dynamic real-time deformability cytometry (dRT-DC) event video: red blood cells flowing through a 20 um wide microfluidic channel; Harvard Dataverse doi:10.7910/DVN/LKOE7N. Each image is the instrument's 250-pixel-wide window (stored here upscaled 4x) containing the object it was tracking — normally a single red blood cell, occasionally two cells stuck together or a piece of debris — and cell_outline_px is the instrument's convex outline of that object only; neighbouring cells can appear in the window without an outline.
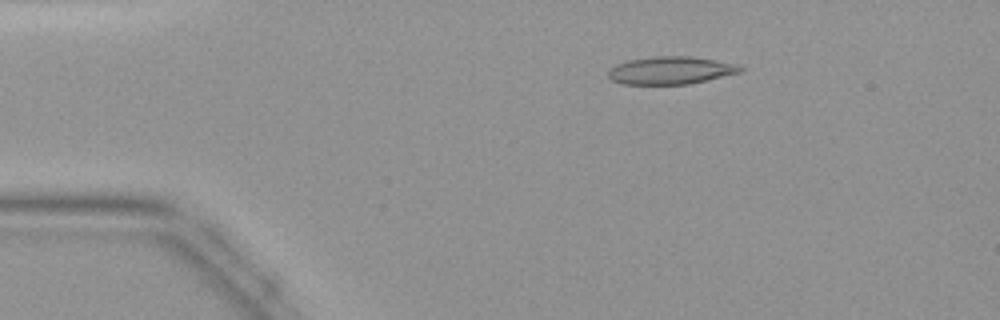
{"species": "common noctule bat (a hibernating species)", "species_latin": "Nyctalus noctula", "temperature_condition": "warm", "stored_images_in_passage": 44, "camera_frame_rate_fps": 3000, "um_per_image_px": 0.085, "animal": {"sex": "female", "body_mass_g": 19.9}, "frame": {"image": 1, "passage_image": 7, "time_ms": 2.0, "image_size_px": [1000, 320], "cell_outline_px": [[744, 68], [740, 72], [688, 84], [624, 84], [612, 80], [608, 76], [608, 72], [616, 64], [628, 60], [656, 56], [692, 56], [740, 64]], "centroid_in_image_um": [57.03, 5.97], "position_along_channel_um": 28.0, "area_um2": 21.21}}
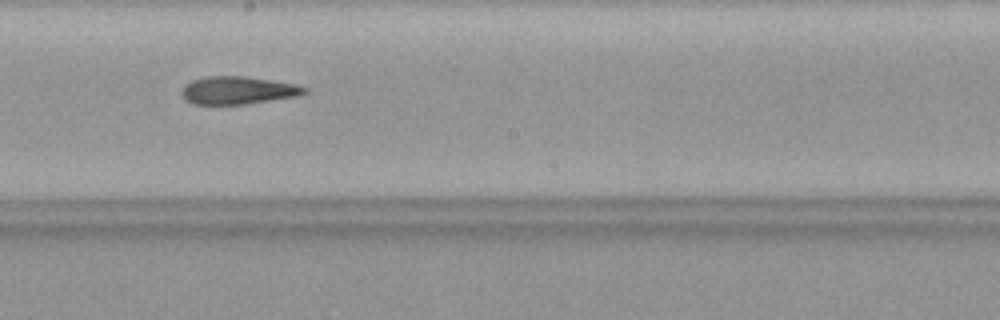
{"frame": {"image": 2, "passage_image": 24, "time_ms": 7.667, "image_size_px": [1000, 320], "cell_outline_px": [[308, 92], [296, 96], [244, 104], [192, 104], [184, 100], [184, 84], [192, 80], [204, 76], [244, 76], [296, 84], [308, 88]], "centroid_in_image_um": [20.22, 7.67], "position_along_channel_um": 228.0, "area_um2": 19.71}}
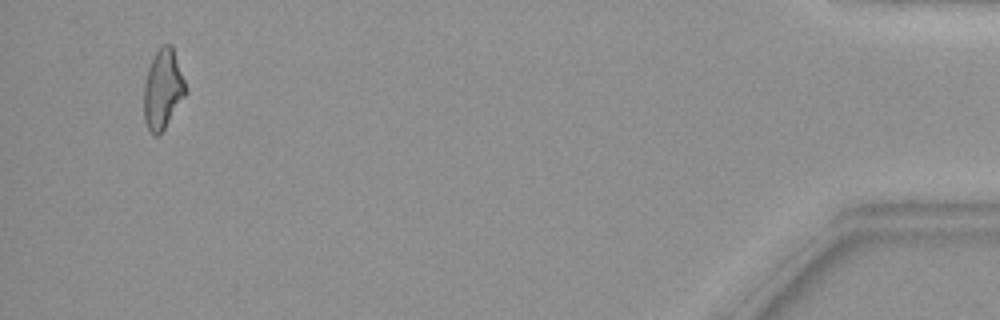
{"frame": {"image": 3, "passage_image": 42, "time_ms": 13.667, "image_size_px": [1000, 320], "cell_outline_px": [[188, 92], [160, 136], [156, 136], [148, 128], [144, 120], [144, 84], [148, 68], [160, 44], [172, 44], [188, 88]], "centroid_in_image_um": [13.87, 7.58], "position_along_channel_um": 421.3, "area_um2": 19.71}}